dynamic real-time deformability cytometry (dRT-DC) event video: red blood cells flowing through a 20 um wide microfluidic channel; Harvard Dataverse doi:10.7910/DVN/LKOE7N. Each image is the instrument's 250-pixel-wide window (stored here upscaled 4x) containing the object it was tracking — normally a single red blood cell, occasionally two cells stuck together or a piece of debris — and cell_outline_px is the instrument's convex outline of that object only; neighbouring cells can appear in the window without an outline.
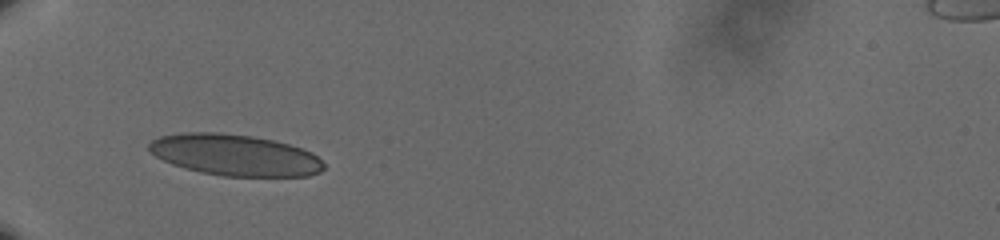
{"species": "human", "species_latin": "Homo sapiens", "temperature_condition": "cold", "stored_images_in_passage": 33, "camera_frame_rate_fps": 3000, "um_per_image_px": 0.085, "donor": {"sex": "male"}, "frame": {"image": 1, "passage_image": 1, "time_ms": 0.0, "image_size_px": [1000, 240], "cell_outline_px": [[324, 168], [320, 172], [308, 176], [224, 176], [200, 172], [184, 168], [172, 164], [156, 156], [148, 148], [148, 144], [152, 140], [160, 136], [184, 132], [220, 132], [252, 136], [272, 140], [288, 144], [312, 152], [324, 164]], "centroid_in_image_um": [19.95, 13.17], "position_along_channel_um": 65.0, "area_um2": 41.96}}
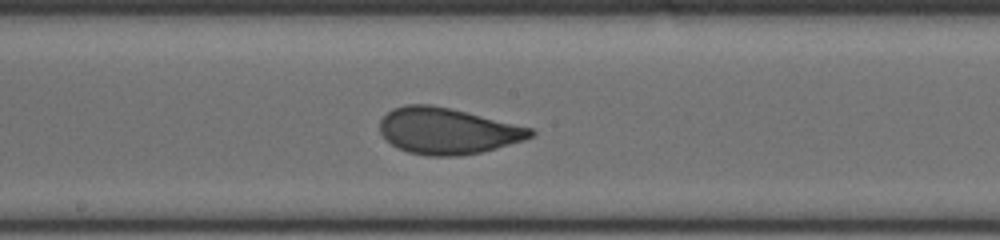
{"frame": {"image": 2, "passage_image": 14, "time_ms": 4.333, "image_size_px": [1000, 240], "cell_outline_px": [[536, 132], [532, 136], [524, 140], [496, 148], [480, 152], [456, 156], [428, 156], [408, 152], [396, 148], [380, 132], [380, 120], [392, 108], [404, 104], [428, 104], [448, 108], [532, 128]], "centroid_in_image_um": [38.0, 11.13], "position_along_channel_um": 210.2, "area_um2": 40.23}}
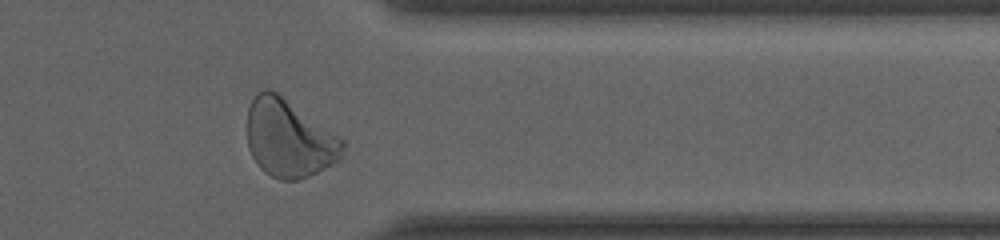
{"frame": {"image": 3, "passage_image": 29, "time_ms": 9.333, "image_size_px": [1000, 240], "cell_outline_px": [[344, 148], [340, 160], [300, 180], [280, 180], [264, 172], [256, 164], [248, 148], [248, 108], [256, 92], [264, 88], [268, 88], [276, 92], [344, 140]], "centroid_in_image_um": [24.54, 11.78], "position_along_channel_um": 386.9, "area_um2": 42.95}, "authors_computed_cell_mechanics": {"area_um2": 40.3444, "velocity_mm_per_s": 3.5971, "shape_relaxation_time_tau1_ms": 3.7008, "shape_relaxation_time_tau2_ms": null, "deformation_change_tau1": 0.1409, "deformation_change_tau2": null}}